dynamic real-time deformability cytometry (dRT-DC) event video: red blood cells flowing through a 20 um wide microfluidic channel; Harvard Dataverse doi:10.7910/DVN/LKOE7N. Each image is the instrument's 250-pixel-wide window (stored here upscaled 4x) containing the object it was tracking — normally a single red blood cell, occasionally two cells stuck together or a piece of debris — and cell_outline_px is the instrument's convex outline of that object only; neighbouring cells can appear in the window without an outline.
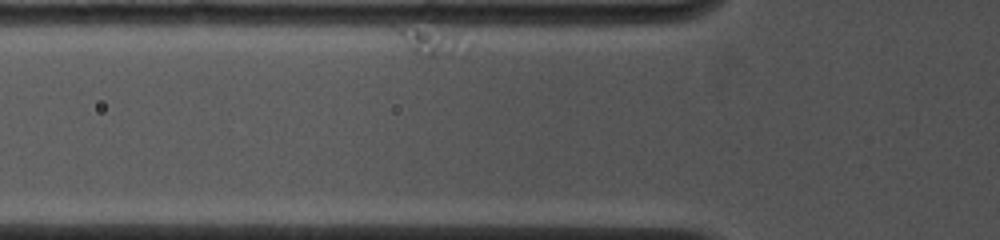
{"species": "common noctule bat (a hibernating species)", "species_latin": "Nyctalus noctula", "temperature_condition": "cold", "stored_images_in_passage": 9, "camera_frame_rate_fps": 4500, "um_per_image_px": 0.085, "animal": {"sex": "female", "body_mass_g": 19.0, "forearm_length_mm": 53.3}, "frame": {"image": 1, "passage_image": 4, "time_ms": 0.444, "image_size_px": [1000, 240], "cell_outline_px": [[472, 44], [468, 52], [448, 56], [424, 56], [412, 52], [392, 28], [396, 28], [428, 32], [456, 36]], "centroid_in_image_um": [36.78, 3.67], "position_along_channel_um": 89.0, "area_um2": 10.12}}